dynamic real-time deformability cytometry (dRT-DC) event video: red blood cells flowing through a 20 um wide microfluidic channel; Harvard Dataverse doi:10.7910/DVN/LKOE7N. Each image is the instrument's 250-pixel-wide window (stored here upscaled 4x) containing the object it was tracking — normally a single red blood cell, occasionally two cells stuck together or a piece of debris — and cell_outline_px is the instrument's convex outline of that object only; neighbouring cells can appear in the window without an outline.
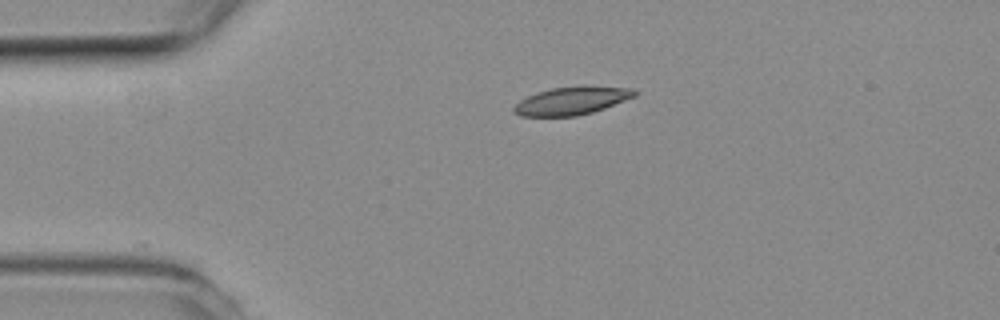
{"species": "common noctule bat (a hibernating species)", "species_latin": "Nyctalus noctula", "temperature_condition": "room temperature", "stored_images_in_passage": 11, "camera_frame_rate_fps": 3000, "um_per_image_px": 0.085, "animal": {"sex": "female", "body_mass_g": 19.3, "forearm_length_mm": 54.1}, "frame": {"image": 1, "passage_image": 1, "time_ms": 0.0, "image_size_px": [1000, 320], "cell_outline_px": [[636, 96], [604, 108], [592, 112], [576, 116], [520, 116], [512, 112], [512, 108], [520, 100], [536, 92], [552, 88], [636, 88]], "centroid_in_image_um": [48.52, 8.61], "position_along_channel_um": 36.5, "area_um2": 18.9}}
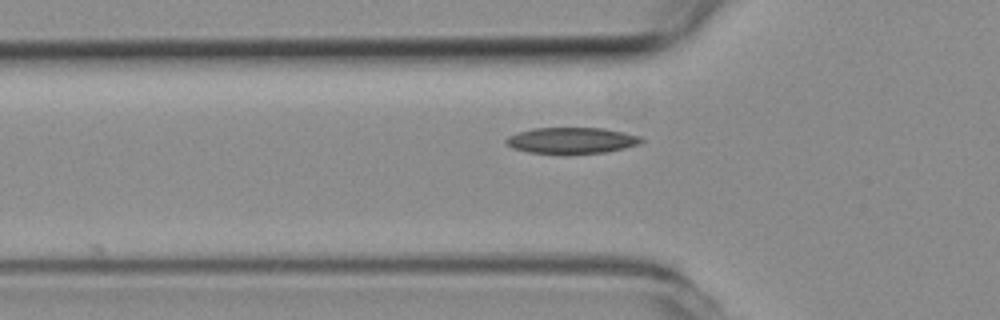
{"frame": {"image": 2, "passage_image": 7, "time_ms": 2.0, "image_size_px": [1000, 320], "cell_outline_px": [[644, 140], [640, 144], [624, 148], [604, 152], [528, 152], [512, 148], [504, 140], [508, 136], [532, 128], [604, 128], [624, 132], [640, 136]], "centroid_in_image_um": [48.61, 11.91], "position_along_channel_um": 77.2, "area_um2": 20.06}}
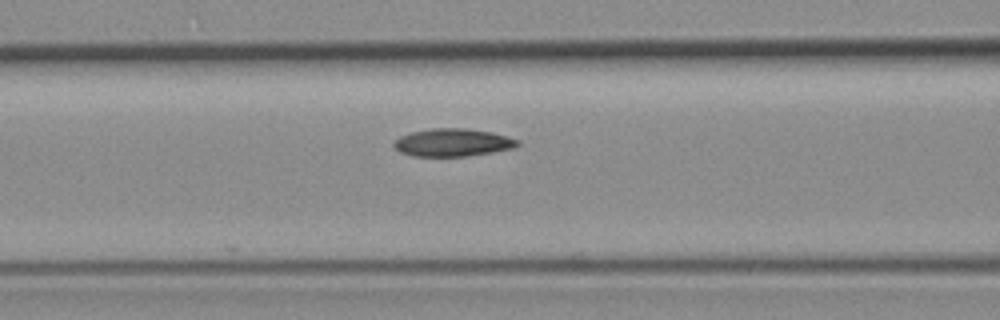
{"frame": {"image": 3, "passage_image": 11, "time_ms": 3.333, "image_size_px": [1000, 320], "cell_outline_px": [[520, 144], [516, 148], [468, 156], [412, 156], [400, 152], [392, 144], [400, 136], [412, 132], [432, 128], [468, 128], [492, 132], [508, 136], [520, 140]], "centroid_in_image_um": [38.53, 12.11], "position_along_channel_um": 128.1, "area_um2": 20.17}}